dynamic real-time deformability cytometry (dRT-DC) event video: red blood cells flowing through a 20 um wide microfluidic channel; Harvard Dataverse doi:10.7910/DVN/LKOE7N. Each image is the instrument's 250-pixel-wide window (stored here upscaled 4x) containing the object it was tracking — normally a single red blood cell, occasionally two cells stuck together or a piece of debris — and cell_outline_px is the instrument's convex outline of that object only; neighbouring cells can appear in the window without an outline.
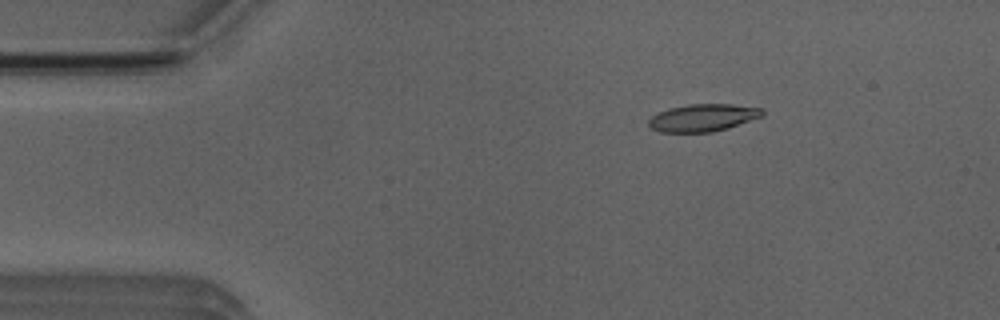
{"species": "Egyptian fruit bat (a non-hibernating species)", "species_latin": "Rousettus aegyptiacus", "temperature_condition": "room temperature", "stored_images_in_passage": 5, "camera_frame_rate_fps": 3000, "um_per_image_px": 0.085, "animal": {"sex": "male"}, "frame": {"image": 1, "passage_image": 3, "time_ms": 2.333, "image_size_px": [1000, 320], "cell_outline_px": [[764, 116], [728, 128], [712, 132], [660, 132], [652, 128], [648, 124], [648, 120], [652, 116], [668, 108], [688, 104], [732, 104], [764, 108]], "centroid_in_image_um": [59.79, 10.0], "position_along_channel_um": 25.2, "area_um2": 18.26}}